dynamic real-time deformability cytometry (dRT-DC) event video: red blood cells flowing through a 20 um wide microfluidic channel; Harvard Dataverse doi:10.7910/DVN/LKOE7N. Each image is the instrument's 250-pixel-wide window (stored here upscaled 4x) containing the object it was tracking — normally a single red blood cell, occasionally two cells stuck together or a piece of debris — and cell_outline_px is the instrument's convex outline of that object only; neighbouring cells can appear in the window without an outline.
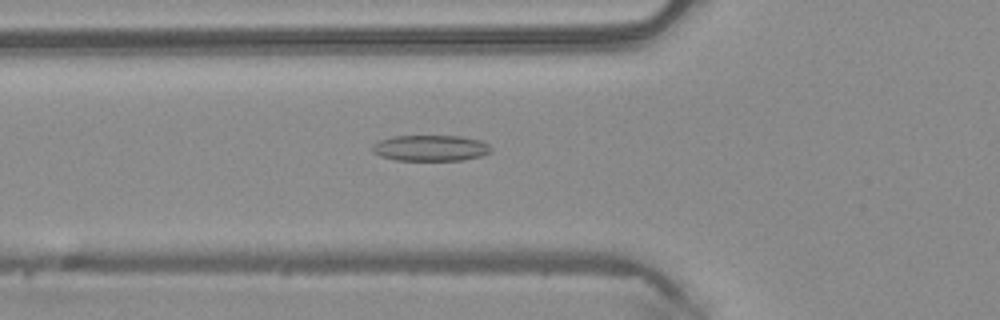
{"species": "common noctule bat (a hibernating species)", "species_latin": "Nyctalus noctula", "temperature_condition": "warm", "stored_images_in_passage": 39, "camera_frame_rate_fps": 3000, "um_per_image_px": 0.085, "animal": {"sex": "male", "body_mass_g": 20.4}, "frame": {"image": 1, "passage_image": 7, "time_ms": 2.0, "image_size_px": [1000, 320], "cell_outline_px": [[492, 152], [480, 156], [464, 160], [396, 160], [380, 156], [372, 152], [372, 144], [380, 140], [392, 136], [460, 136], [480, 140], [488, 144], [492, 148]], "centroid_in_image_um": [36.59, 12.58], "position_along_channel_um": 89.2, "area_um2": 18.03}}
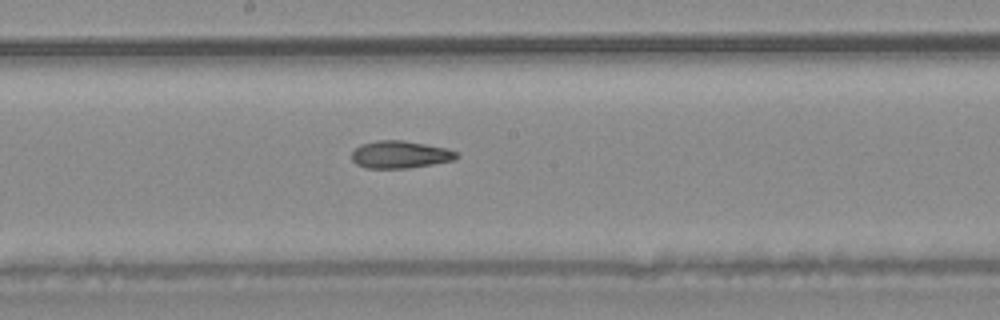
{"frame": {"image": 2, "passage_image": 16, "time_ms": 5.0, "image_size_px": [1000, 320], "cell_outline_px": [[460, 156], [456, 160], [408, 168], [368, 168], [356, 164], [352, 160], [352, 152], [360, 144], [376, 140], [404, 140], [448, 148], [456, 152]], "centroid_in_image_um": [34.03, 13.13], "position_along_channel_um": 214.2, "area_um2": 16.88}}
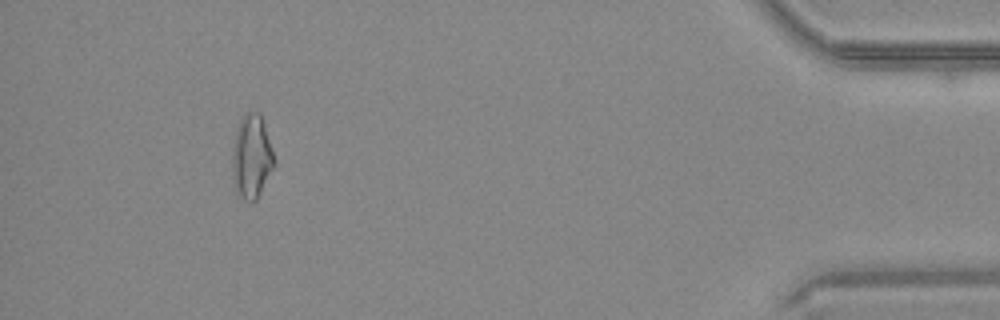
{"frame": {"image": 3, "passage_image": 35, "time_ms": 11.333, "image_size_px": [1000, 320], "cell_outline_px": [[276, 160], [256, 200], [244, 200], [236, 192], [232, 176], [232, 148], [236, 128], [240, 120], [248, 112], [260, 112]], "centroid_in_image_um": [21.36, 13.3], "position_along_channel_um": 413.8, "area_um2": 20.29}, "authors_computed_cell_mechanics": {"area_um2": 17.5134, "velocity_mm_per_s": 4.1368, "shape_relaxation_time_tau1_ms": null, "shape_relaxation_time_tau2_ms": 5.8195, "deformation_change_tau1": null, "deformation_change_tau2": 0.1733}}